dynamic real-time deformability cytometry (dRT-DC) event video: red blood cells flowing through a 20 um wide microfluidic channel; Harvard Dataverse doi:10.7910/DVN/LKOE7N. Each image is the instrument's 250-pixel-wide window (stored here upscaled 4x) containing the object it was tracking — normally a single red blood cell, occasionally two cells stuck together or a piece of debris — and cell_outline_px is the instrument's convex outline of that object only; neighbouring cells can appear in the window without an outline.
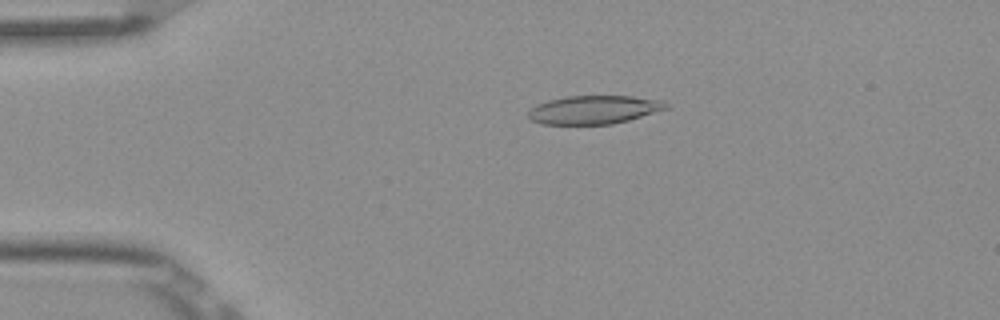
{"species": "Egyptian fruit bat (a non-hibernating species)", "species_latin": "Rousettus aegyptiacus", "temperature_condition": "room temperature", "stored_images_in_passage": 4, "camera_frame_rate_fps": 3000, "um_per_image_px": 0.085, "frame": {"image": 1, "passage_image": 3, "time_ms": 0.667, "image_size_px": [1000, 320], "cell_outline_px": [[668, 108], [628, 120], [612, 124], [540, 124], [532, 120], [528, 116], [528, 112], [536, 104], [548, 100], [568, 96], [632, 96], [664, 100], [668, 104]], "centroid_in_image_um": [50.49, 9.32], "position_along_channel_um": 34.5, "area_um2": 22.77}}